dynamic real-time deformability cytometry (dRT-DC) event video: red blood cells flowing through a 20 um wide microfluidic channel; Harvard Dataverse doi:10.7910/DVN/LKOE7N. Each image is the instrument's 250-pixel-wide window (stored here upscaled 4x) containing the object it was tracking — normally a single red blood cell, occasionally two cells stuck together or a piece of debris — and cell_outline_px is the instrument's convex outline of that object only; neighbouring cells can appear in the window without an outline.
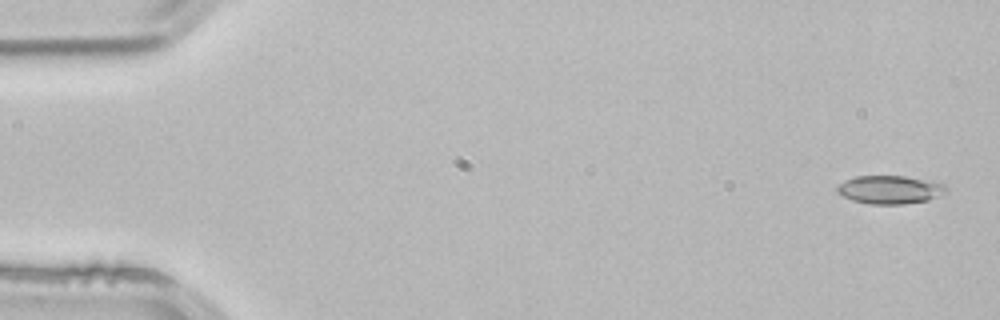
{"species": "common noctule bat (a hibernating species)", "species_latin": "Nyctalus noctula", "temperature_condition": "room temperature", "stored_images_in_passage": 4, "segment_of_instrument_passage": [1, 2], "camera_frame_rate_fps": 3000, "um_per_image_px": 0.085, "animal": {"sex": "male", "body_mass_g": 21.5, "forearm_length_mm": 52.0}, "frame": {"image": 1, "passage_image": 1, "time_ms": 0.0, "image_size_px": [1000, 320], "cell_outline_px": [[948, 192], [928, 200], [904, 204], [872, 204], [852, 200], [840, 196], [836, 192], [836, 188], [844, 180], [856, 176], [904, 176], [932, 180], [944, 184], [948, 188]], "centroid_in_image_um": [75.65, 16.12], "position_along_channel_um": 9.3, "area_um2": 18.21}}
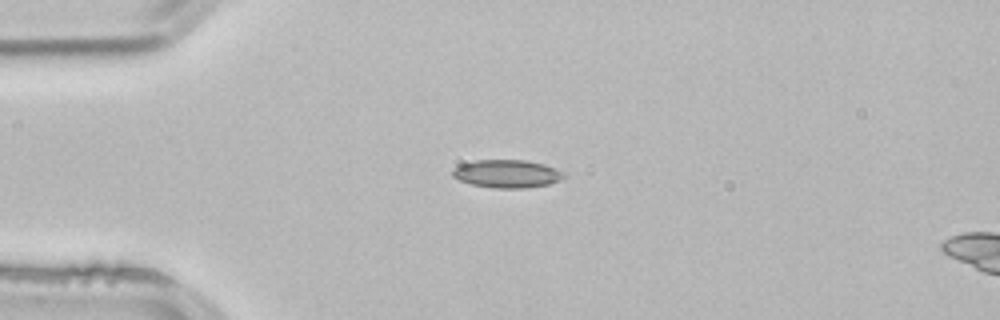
{"frame": {"image": 2, "passage_image": 3, "time_ms": 0.667, "image_size_px": [1000, 320], "cell_outline_px": [[564, 176], [560, 180], [548, 184], [524, 188], [496, 188], [472, 184], [460, 180], [452, 176], [452, 168], [460, 164], [472, 160], [528, 160], [544, 164], [564, 172]], "centroid_in_image_um": [43.06, 14.75], "position_along_channel_um": 41.9, "area_um2": 18.15}}